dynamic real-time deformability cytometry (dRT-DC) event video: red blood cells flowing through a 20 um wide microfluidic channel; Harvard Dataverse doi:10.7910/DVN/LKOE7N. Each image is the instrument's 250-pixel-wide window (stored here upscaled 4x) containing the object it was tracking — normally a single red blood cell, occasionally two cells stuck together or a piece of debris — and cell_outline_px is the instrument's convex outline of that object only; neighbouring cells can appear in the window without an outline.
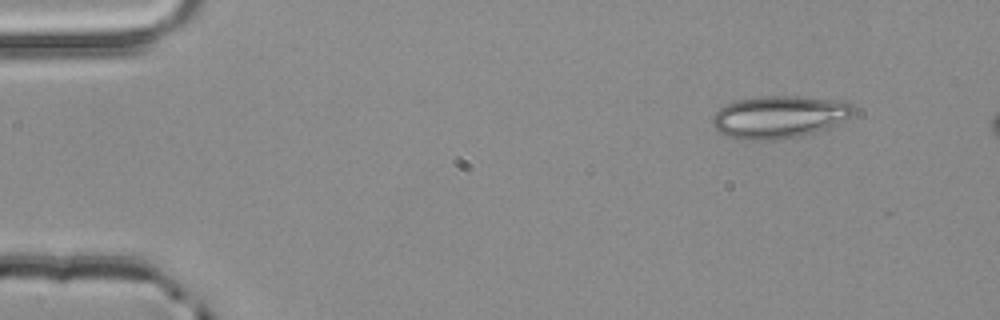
{"species": "common noctule bat (a hibernating species)", "species_latin": "Nyctalus noctula", "temperature_condition": "room temperature", "stored_images_in_passage": 4, "camera_frame_rate_fps": 3000, "um_per_image_px": 0.085, "animal": {"sex": "male", "body_mass_g": 20.4}, "frame": {"image": 1, "passage_image": 1, "time_ms": 0.0, "image_size_px": [1000, 320], "cell_outline_px": [[856, 112], [828, 128], [800, 136], [772, 140], [740, 140], [724, 136], [712, 124], [712, 116], [720, 108], [736, 100], [760, 96], [800, 96], [840, 100], [852, 104], [856, 108]], "centroid_in_image_um": [66.22, 9.93], "position_along_channel_um": 18.8, "area_um2": 35.03}}